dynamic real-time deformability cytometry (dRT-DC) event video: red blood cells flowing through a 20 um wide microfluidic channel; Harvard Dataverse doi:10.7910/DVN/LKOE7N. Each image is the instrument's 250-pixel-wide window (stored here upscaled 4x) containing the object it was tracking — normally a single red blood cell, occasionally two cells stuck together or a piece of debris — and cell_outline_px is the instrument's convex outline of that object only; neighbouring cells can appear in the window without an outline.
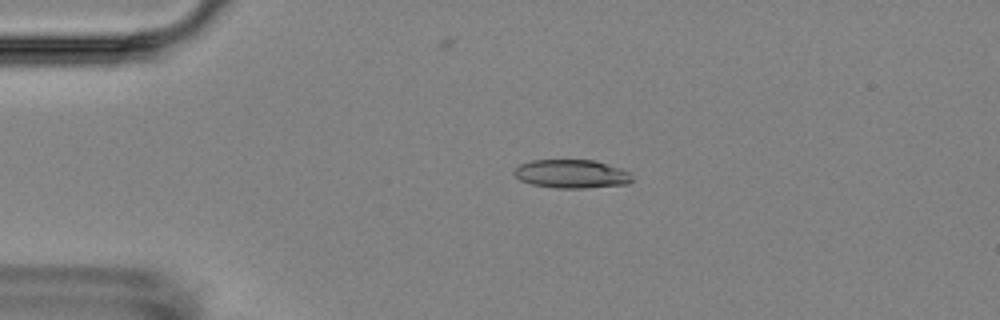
{"species": "Egyptian fruit bat (a non-hibernating species)", "species_latin": "Rousettus aegyptiacus", "temperature_condition": "room temperature", "stored_images_in_passage": 5, "camera_frame_rate_fps": 3000, "um_per_image_px": 0.085, "animal": {"sex": "female"}, "frame": {"image": 1, "passage_image": 3, "time_ms": 2.333, "image_size_px": [1000, 320], "cell_outline_px": [[632, 180], [628, 184], [584, 188], [556, 188], [532, 184], [520, 180], [512, 172], [520, 164], [532, 160], [596, 160], [620, 168], [628, 172], [632, 176]], "centroid_in_image_um": [48.58, 14.78], "position_along_channel_um": 36.4, "area_um2": 19.59}}